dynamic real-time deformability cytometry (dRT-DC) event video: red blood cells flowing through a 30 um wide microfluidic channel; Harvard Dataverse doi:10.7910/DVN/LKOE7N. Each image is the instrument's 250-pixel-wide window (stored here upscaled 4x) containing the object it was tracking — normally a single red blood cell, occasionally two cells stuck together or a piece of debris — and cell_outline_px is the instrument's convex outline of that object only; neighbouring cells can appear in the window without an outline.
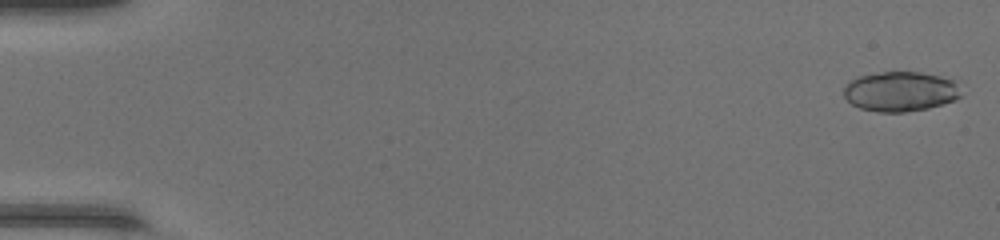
{"species": "common noctule bat (a hibernating species)", "species_latin": "Nyctalus noctula", "temperature_condition": "warm", "stored_images_in_passage": 49, "camera_frame_rate_fps": 3000, "um_per_image_px": 0.085, "animal": {"sex": "female", "body_mass_g": 17.0, "forearm_length_mm": 48.0}, "frame": {"image": 1, "passage_image": 2, "time_ms": 0.333, "image_size_px": [1000, 240], "cell_outline_px": [[960, 96], [956, 100], [928, 108], [904, 112], [876, 112], [860, 108], [852, 104], [844, 96], [844, 88], [848, 80], [856, 76], [880, 72], [920, 72], [940, 76], [952, 80]], "centroid_in_image_um": [76.46, 7.77], "position_along_channel_um": 8.5, "area_um2": 27.11}}
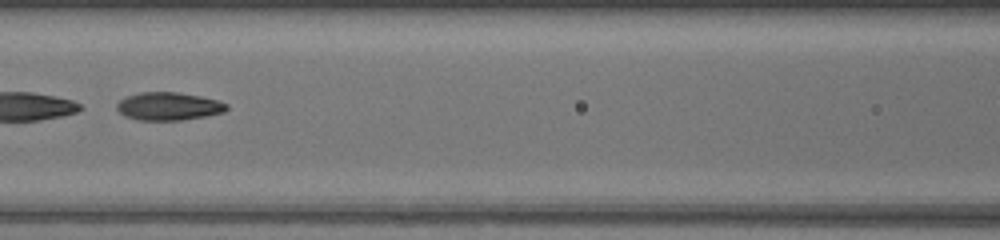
{"frame": {"image": 2, "passage_image": 24, "time_ms": 7.667, "image_size_px": [1000, 240], "cell_outline_px": [[228, 108], [224, 112], [204, 116], [180, 120], [140, 120], [124, 116], [116, 108], [116, 104], [124, 96], [140, 92], [176, 92], [200, 96], [216, 100], [228, 104]], "centroid_in_image_um": [14.29, 9.03], "position_along_channel_um": 152.3, "area_um2": 17.86}}
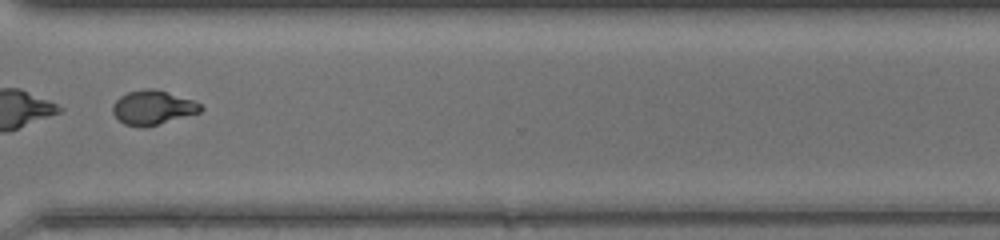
{"frame": {"image": 3, "passage_image": 38, "time_ms": 12.333, "image_size_px": [1000, 240], "cell_outline_px": [[204, 108], [200, 112], [144, 128], [140, 128], [124, 124], [112, 112], [112, 104], [120, 96], [128, 92], [144, 88], [152, 88], [192, 100], [200, 104]], "centroid_in_image_um": [12.95, 9.15], "position_along_channel_um": 357.7, "area_um2": 17.4}, "authors_computed_cell_mechanics": {"area_um2": 27.1082, "velocity_mm_per_s": 4.3988, "shape_relaxation_time_tau1_ms": null, "shape_relaxation_time_tau2_ms": 1.31, "deformation_change_tau1": null, "deformation_change_tau2": 0.0575}}